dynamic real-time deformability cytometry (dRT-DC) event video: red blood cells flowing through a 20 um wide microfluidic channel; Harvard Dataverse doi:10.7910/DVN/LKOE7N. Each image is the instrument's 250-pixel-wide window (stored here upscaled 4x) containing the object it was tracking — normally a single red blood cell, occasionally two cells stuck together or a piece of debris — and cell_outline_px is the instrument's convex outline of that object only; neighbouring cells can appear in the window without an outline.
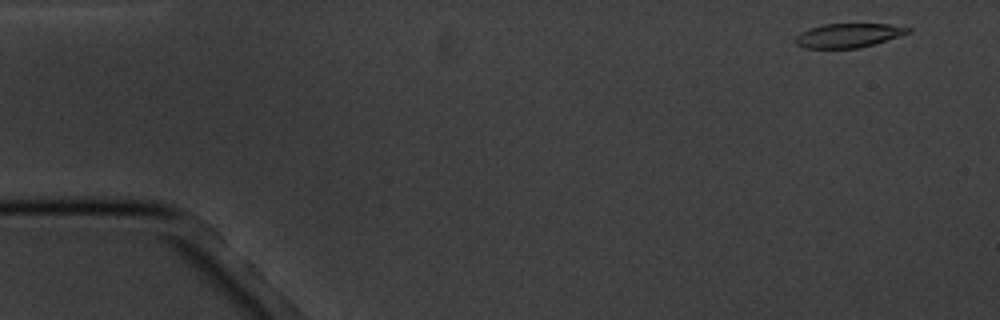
{"species": "common noctule bat (a hibernating species)", "species_latin": "Nyctalus noctula", "temperature_condition": "cold", "stored_images_in_passage": 2, "camera_frame_rate_fps": 3000, "um_per_image_px": 0.085, "animal": {"sex": "male", "body_mass_g": 20.1, "forearm_length_mm": 53.5}, "frame": {"image": 1, "passage_image": 1, "time_ms": 0.0, "image_size_px": [1000, 320], "cell_outline_px": [[912, 32], [872, 44], [856, 48], [804, 48], [796, 44], [792, 40], [800, 32], [824, 24], [888, 24], [912, 28]], "centroid_in_image_um": [72.08, 3.01], "position_along_channel_um": 12.9, "area_um2": 15.66}}